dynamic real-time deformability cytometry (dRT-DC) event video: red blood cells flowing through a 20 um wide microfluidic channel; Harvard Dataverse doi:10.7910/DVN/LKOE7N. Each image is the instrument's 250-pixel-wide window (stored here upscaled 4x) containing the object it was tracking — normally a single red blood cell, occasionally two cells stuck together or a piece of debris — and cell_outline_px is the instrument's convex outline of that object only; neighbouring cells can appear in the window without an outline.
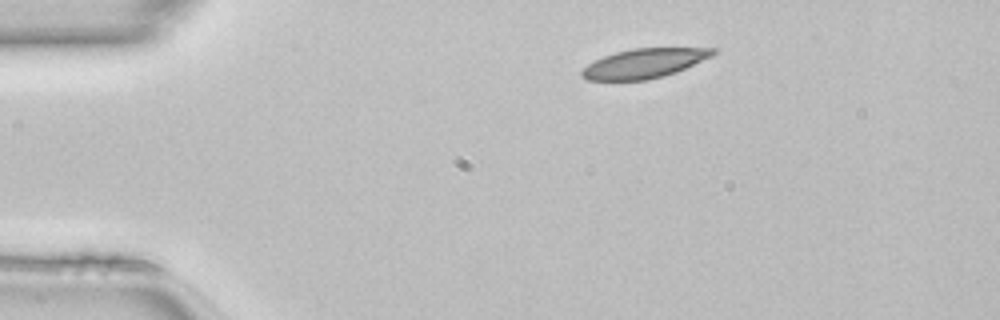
{"species": "common noctule bat (a hibernating species)", "species_latin": "Nyctalus noctula", "temperature_condition": "room temperature", "stored_images_in_passage": 42, "camera_frame_rate_fps": 3000, "um_per_image_px": 0.085, "animal": {"sex": "female", "body_mass_g": 22.7, "forearm_length_mm": 54.2}, "frame": {"image": 1, "passage_image": 1, "time_ms": 0.0, "image_size_px": [1000, 320], "cell_outline_px": [[716, 52], [712, 56], [676, 72], [664, 76], [648, 80], [588, 80], [580, 76], [580, 72], [588, 64], [604, 56], [616, 52], [632, 48], [716, 48]], "centroid_in_image_um": [54.75, 5.39], "position_along_channel_um": 30.2, "area_um2": 22.37}}
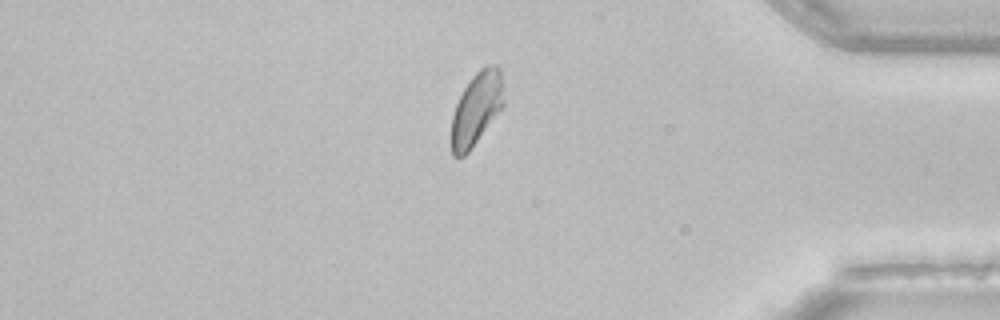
{"frame": {"image": 2, "passage_image": 34, "time_ms": 11.0, "image_size_px": [1000, 320], "cell_outline_px": [[504, 104], [468, 152], [464, 156], [452, 156], [452, 116], [456, 104], [464, 88], [472, 76], [480, 68], [488, 64], [496, 64], [500, 68], [504, 100]], "centroid_in_image_um": [40.5, 9.19], "position_along_channel_um": 394.7, "area_um2": 21.79}, "authors_computed_cell_mechanics": {"area_um2": 23.0911, "velocity_mm_per_s": 4.1138, "shape_relaxation_time_tau1_ms": 9.2788, "shape_relaxation_time_tau2_ms": 2.6058, "deformation_change_tau1": 0.1851, "deformation_change_tau2": 0.0767}}